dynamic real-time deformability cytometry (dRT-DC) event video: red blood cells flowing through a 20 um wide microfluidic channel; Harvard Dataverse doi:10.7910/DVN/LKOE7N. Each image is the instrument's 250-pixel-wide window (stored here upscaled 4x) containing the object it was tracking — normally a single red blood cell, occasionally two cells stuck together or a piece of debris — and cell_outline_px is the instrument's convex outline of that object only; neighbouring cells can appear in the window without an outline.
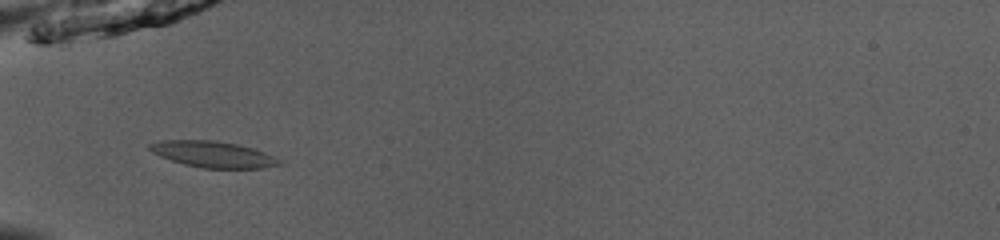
{"species": "common noctule bat (a hibernating species)", "species_latin": "Nyctalus noctula", "temperature_condition": "room temperature", "stored_images_in_passage": 36, "camera_frame_rate_fps": 3000, "um_per_image_px": 0.085, "animal": {"sex": "male", "body_mass_g": 13.0, "forearm_length_mm": 53.1}, "frame": {"image": 1, "passage_image": 3, "time_ms": 0.667, "image_size_px": [1000, 240], "cell_outline_px": [[284, 164], [260, 168], [204, 168], [184, 164], [160, 156], [152, 152], [148, 148], [148, 144], [160, 140], [212, 140], [236, 144], [252, 148], [276, 156]], "centroid_in_image_um": [18.12, 13.11], "position_along_channel_um": 66.9, "area_um2": 19.71}}
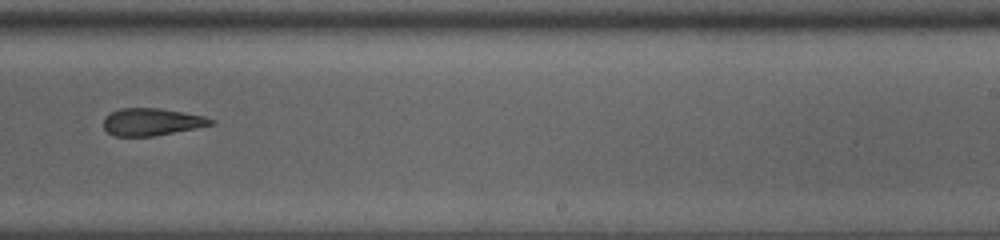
{"frame": {"image": 2, "passage_image": 19, "time_ms": 6.0, "image_size_px": [1000, 240], "cell_outline_px": [[216, 124], [156, 136], [112, 136], [104, 128], [104, 116], [120, 108], [160, 108], [184, 112], [204, 116], [216, 120]], "centroid_in_image_um": [12.92, 10.36], "position_along_channel_um": 276.1, "area_um2": 17.28}}
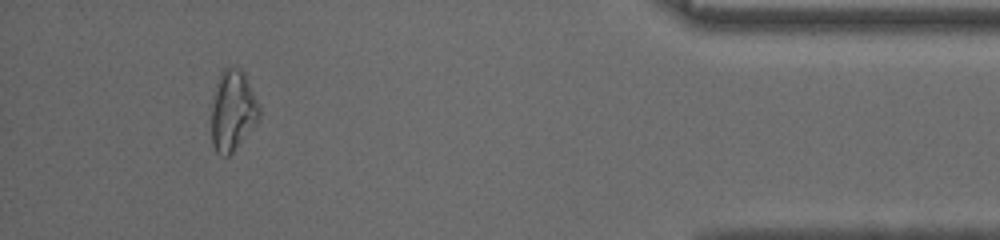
{"frame": {"image": 3, "passage_image": 33, "time_ms": 10.667, "image_size_px": [1000, 240], "cell_outline_px": [[260, 120], [232, 152], [228, 156], [224, 156], [216, 152], [212, 144], [212, 104], [216, 84], [220, 72], [224, 68], [232, 64], [240, 68], [244, 72], [260, 108]], "centroid_in_image_um": [19.79, 9.37], "position_along_channel_um": 415.4, "area_um2": 22.6}, "authors_computed_cell_mechanics": {"area_um2": 18.5827, "velocity_mm_per_s": 3.9508, "shape_relaxation_time_tau1_ms": 5.3583, "shape_relaxation_time_tau2_ms": 6.4445, "deformation_change_tau1": 0.1408, "deformation_change_tau2": 0.148}}